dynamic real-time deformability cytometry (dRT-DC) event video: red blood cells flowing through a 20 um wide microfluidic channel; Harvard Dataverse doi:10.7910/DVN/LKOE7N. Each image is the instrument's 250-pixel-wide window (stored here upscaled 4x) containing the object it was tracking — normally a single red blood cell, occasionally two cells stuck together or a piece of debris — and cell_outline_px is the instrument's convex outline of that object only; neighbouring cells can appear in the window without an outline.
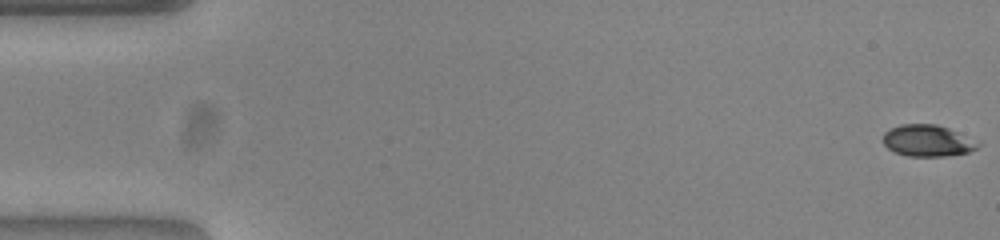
{"species": "common noctule bat (a hibernating species)", "species_latin": "Nyctalus noctula", "temperature_condition": "warm", "stored_images_in_passage": 53, "camera_frame_rate_fps": 3000, "um_per_image_px": 0.085, "animal": {"sex": "female", "body_mass_g": 23.0, "forearm_length_mm": 53.4}, "frame": {"image": 1, "passage_image": 1, "time_ms": 0.0, "image_size_px": [1000, 240], "cell_outline_px": [[980, 144], [976, 148], [968, 152], [944, 156], [908, 156], [896, 152], [888, 148], [884, 144], [884, 132], [900, 124], [936, 124], [948, 128]], "centroid_in_image_um": [78.79, 11.96], "position_along_channel_um": 6.2, "area_um2": 16.99}}
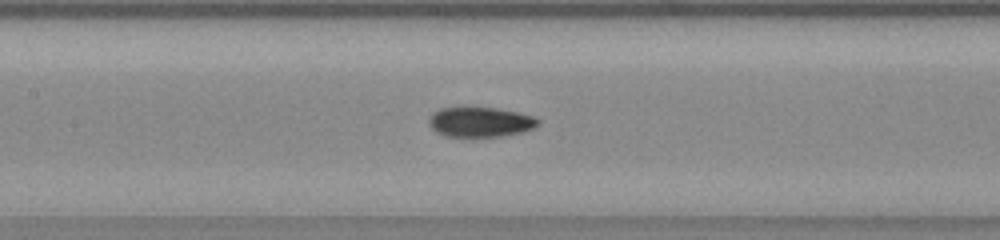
{"frame": {"image": 2, "passage_image": 25, "time_ms": 8.0, "image_size_px": [1000, 240], "cell_outline_px": [[540, 124], [532, 128], [520, 132], [504, 136], [448, 136], [436, 132], [428, 124], [428, 120], [432, 112], [440, 108], [464, 104], [496, 108], [516, 112], [532, 116], [540, 120]], "centroid_in_image_um": [40.75, 10.31], "position_along_channel_um": 166.6, "area_um2": 19.59}}
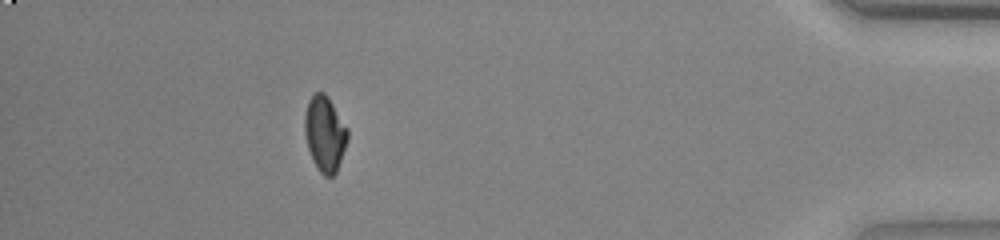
{"frame": {"image": 3, "passage_image": 48, "time_ms": 15.667, "image_size_px": [1000, 240], "cell_outline_px": [[348, 140], [336, 172], [332, 176], [324, 176], [316, 168], [312, 160], [308, 148], [304, 132], [304, 116], [308, 100], [316, 92], [324, 92], [328, 96], [348, 128]], "centroid_in_image_um": [27.61, 11.36], "position_along_channel_um": 407.6, "area_um2": 19.02}, "authors_computed_cell_mechanics": {"area_um2": 18.9006, "velocity_mm_per_s": 3.8809, "shape_relaxation_time_tau1_ms": 6.9335, "shape_relaxation_time_tau2_ms": 1.8359, "deformation_change_tau1": 0.2101, "deformation_change_tau2": 0.0496}}